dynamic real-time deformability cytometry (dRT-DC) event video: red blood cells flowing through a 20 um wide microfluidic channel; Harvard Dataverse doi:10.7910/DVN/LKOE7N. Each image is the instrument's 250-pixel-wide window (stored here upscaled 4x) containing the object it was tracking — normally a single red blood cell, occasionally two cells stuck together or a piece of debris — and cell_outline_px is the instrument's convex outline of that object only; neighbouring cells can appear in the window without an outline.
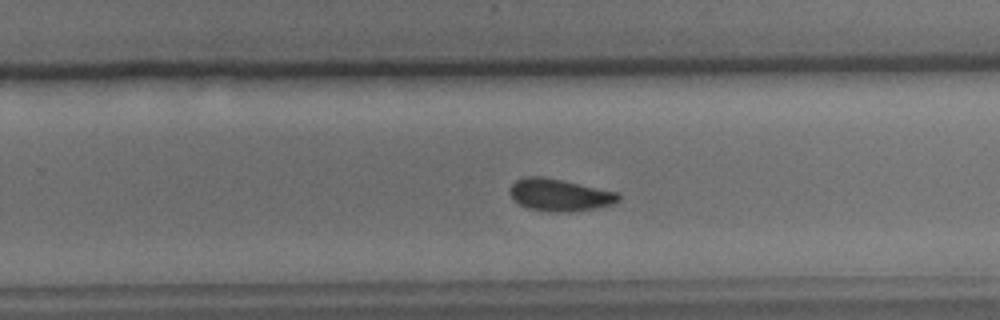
{"species": "common noctule bat (a hibernating species)", "species_latin": "Nyctalus noctula", "temperature_condition": "cold", "stored_images_in_passage": 34, "camera_frame_rate_fps": 3000, "um_per_image_px": 0.085, "animal": {"sex": "male", "body_mass_g": 15.6}, "frame": {"image": 1, "passage_image": 15, "time_ms": 4.667, "image_size_px": [1000, 320], "cell_outline_px": [[620, 200], [612, 204], [596, 208], [568, 212], [548, 212], [528, 208], [520, 204], [508, 192], [508, 188], [516, 180], [524, 176], [540, 176], [560, 180], [616, 192], [620, 196]], "centroid_in_image_um": [47.52, 16.58], "position_along_channel_um": 282.3, "area_um2": 20.17}, "authors_computed_cell_mechanics": {"area_um2": 19.8543, "velocity_mm_per_s": 4.0049, "shape_relaxation_time_tau1_ms": 1.0762, "shape_relaxation_time_tau2_ms": 1.9566, "deformation_change_tau1": 0.0515, "deformation_change_tau2": 0.0762}}